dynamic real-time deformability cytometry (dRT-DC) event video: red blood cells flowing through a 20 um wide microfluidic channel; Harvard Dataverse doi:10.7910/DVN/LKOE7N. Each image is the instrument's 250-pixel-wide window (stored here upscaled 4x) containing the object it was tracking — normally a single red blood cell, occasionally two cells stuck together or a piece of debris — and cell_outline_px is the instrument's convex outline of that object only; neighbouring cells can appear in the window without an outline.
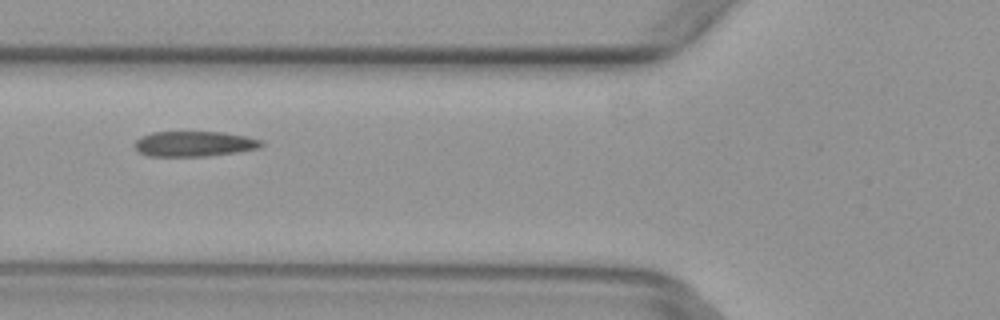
{"species": "common noctule bat (a hibernating species)", "species_latin": "Nyctalus noctula", "temperature_condition": "warm", "stored_images_in_passage": 5, "camera_frame_rate_fps": 3000, "um_per_image_px": 0.085, "animal": {"sex": "female", "body_mass_g": 29.2, "forearm_length_mm": 56.3}, "frame": {"image": 1, "passage_image": 5, "time_ms": 1.333, "image_size_px": [1000, 320], "cell_outline_px": [[264, 144], [260, 148], [240, 152], [208, 156], [148, 156], [140, 152], [132, 144], [140, 136], [152, 132], [224, 132], [264, 140]], "centroid_in_image_um": [16.53, 12.23], "position_along_channel_um": 109.3, "area_um2": 18.9}}